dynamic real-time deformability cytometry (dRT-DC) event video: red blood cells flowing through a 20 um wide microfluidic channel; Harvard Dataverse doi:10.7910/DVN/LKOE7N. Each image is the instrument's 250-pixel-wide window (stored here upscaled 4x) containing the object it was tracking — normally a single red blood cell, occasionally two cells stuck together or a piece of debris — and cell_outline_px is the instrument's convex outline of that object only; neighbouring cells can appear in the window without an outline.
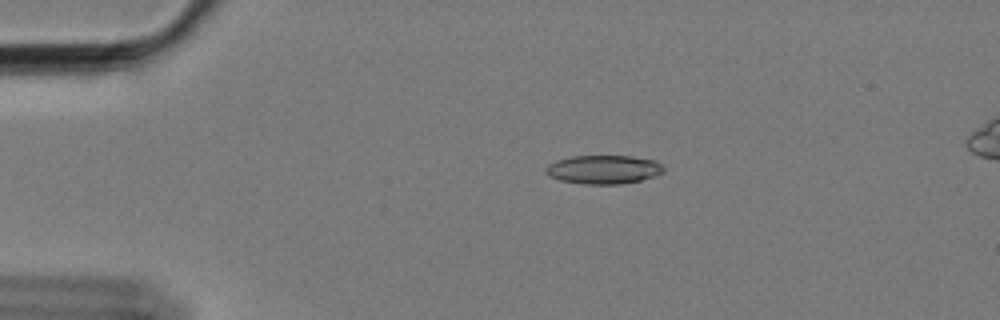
{"species": "Egyptian fruit bat (a non-hibernating species)", "species_latin": "Rousettus aegyptiacus", "temperature_condition": "cold", "stored_images_in_passage": 56, "camera_frame_rate_fps": 3000, "um_per_image_px": 0.085, "animal": {"sex": "female"}, "frame": {"image": 1, "passage_image": 13, "time_ms": 4.0, "image_size_px": [1000, 320], "cell_outline_px": [[664, 172], [656, 176], [640, 180], [620, 184], [584, 184], [560, 180], [548, 176], [544, 172], [544, 168], [548, 164], [556, 160], [568, 156], [632, 156], [656, 160], [664, 168]], "centroid_in_image_um": [51.27, 14.4], "position_along_channel_um": 33.7, "area_um2": 19.94}}
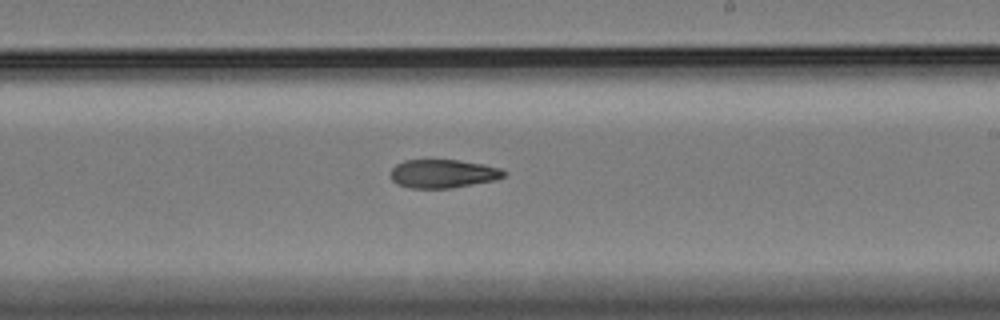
{"frame": {"image": 2, "passage_image": 36, "time_ms": 11.667, "image_size_px": [1000, 320], "cell_outline_px": [[508, 172], [504, 176], [496, 180], [452, 188], [412, 188], [396, 184], [392, 180], [392, 168], [396, 164], [404, 160], [460, 160], [484, 164], [500, 168]], "centroid_in_image_um": [37.69, 14.76], "position_along_channel_um": 251.3, "area_um2": 18.9}}
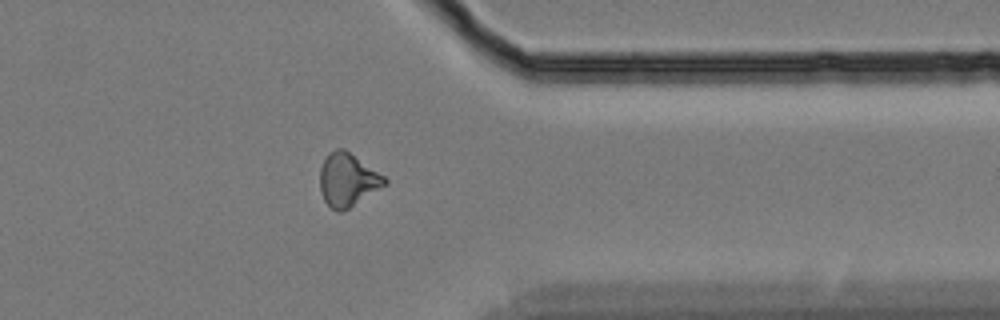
{"frame": {"image": 3, "passage_image": 48, "time_ms": 15.667, "image_size_px": [1000, 320], "cell_outline_px": [[388, 184], [348, 208], [340, 212], [336, 212], [324, 200], [320, 192], [320, 168], [328, 152], [336, 148], [344, 148], [384, 176], [388, 180]], "centroid_in_image_um": [29.54, 15.28], "position_along_channel_um": 381.9, "area_um2": 20.0}}